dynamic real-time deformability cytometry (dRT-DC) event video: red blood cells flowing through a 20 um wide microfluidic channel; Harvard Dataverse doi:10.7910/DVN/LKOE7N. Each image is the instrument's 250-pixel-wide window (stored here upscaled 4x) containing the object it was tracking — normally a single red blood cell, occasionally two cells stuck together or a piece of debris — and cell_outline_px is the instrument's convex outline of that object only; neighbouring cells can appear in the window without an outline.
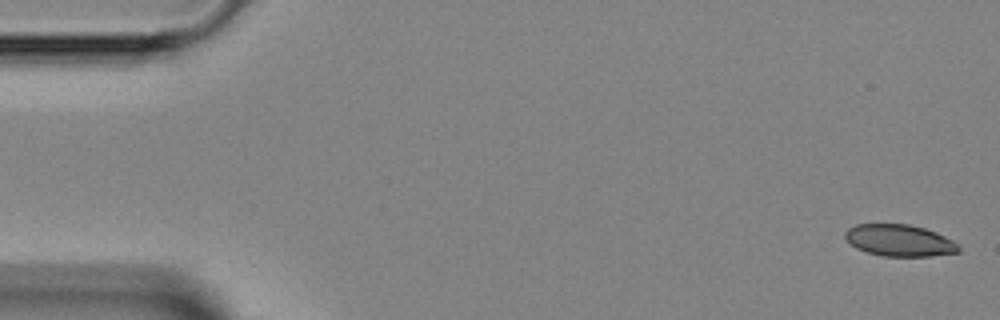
{"species": "Egyptian fruit bat (a non-hibernating species)", "species_latin": "Rousettus aegyptiacus", "temperature_condition": "room temperature", "stored_images_in_passage": 4, "camera_frame_rate_fps": 3000, "um_per_image_px": 0.085, "animal": {"sex": "female"}, "frame": {"image": 1, "passage_image": 1, "time_ms": 0.0, "image_size_px": [1000, 320], "cell_outline_px": [[960, 252], [932, 256], [884, 256], [868, 252], [856, 248], [844, 236], [844, 232], [848, 228], [856, 224], [908, 224], [924, 228], [936, 232], [960, 244]], "centroid_in_image_um": [76.48, 20.43], "position_along_channel_um": 8.5, "area_um2": 20.98}}